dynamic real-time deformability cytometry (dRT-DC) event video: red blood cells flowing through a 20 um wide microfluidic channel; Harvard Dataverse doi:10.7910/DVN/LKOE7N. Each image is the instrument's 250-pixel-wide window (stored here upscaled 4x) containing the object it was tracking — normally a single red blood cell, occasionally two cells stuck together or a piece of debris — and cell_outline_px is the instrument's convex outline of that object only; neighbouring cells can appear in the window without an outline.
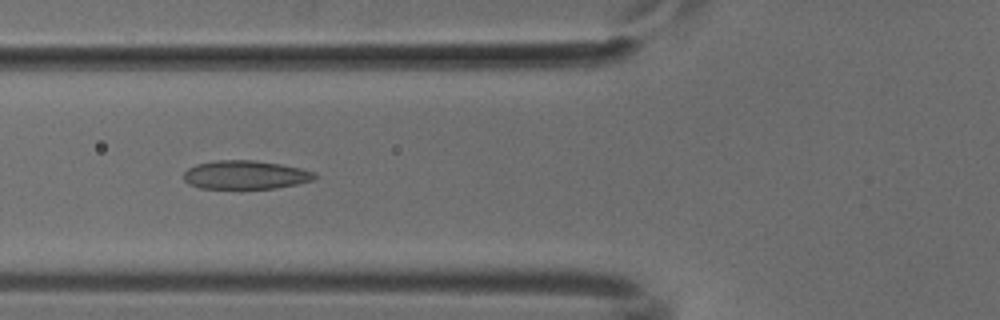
{"species": "common noctule bat (a hibernating species)", "species_latin": "Nyctalus noctula", "temperature_condition": "cold", "stored_images_in_passage": 43, "camera_frame_rate_fps": 3000, "um_per_image_px": 0.085, "animal": {"sex": "male", "body_mass_g": 18.8}, "frame": {"image": 1, "passage_image": 11, "time_ms": 3.333, "image_size_px": [1000, 320], "cell_outline_px": [[316, 176], [312, 180], [296, 184], [276, 188], [200, 188], [188, 184], [184, 180], [184, 172], [188, 168], [196, 164], [216, 160], [252, 160], [280, 164], [300, 168], [316, 172]], "centroid_in_image_um": [20.84, 14.86], "position_along_channel_um": 105.0, "area_um2": 21.73}}
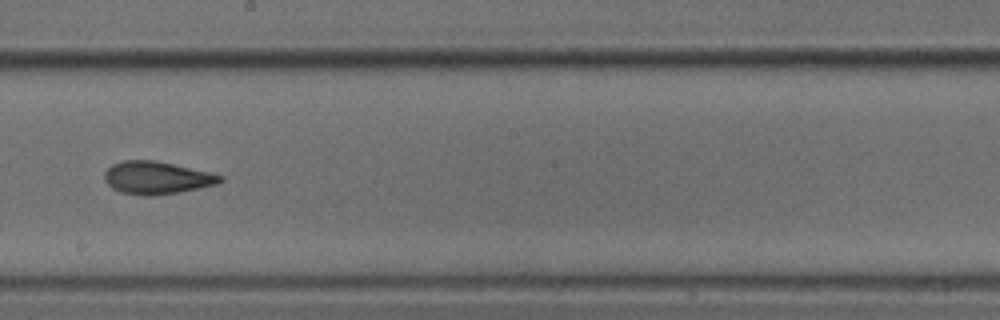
{"frame": {"image": 2, "passage_image": 21, "time_ms": 6.667, "image_size_px": [1000, 320], "cell_outline_px": [[224, 180], [216, 184], [200, 188], [176, 192], [148, 196], [120, 192], [112, 188], [104, 180], [104, 172], [112, 164], [124, 160], [156, 160], [208, 172], [224, 176]], "centroid_in_image_um": [13.3, 15.1], "position_along_channel_um": 234.9, "area_um2": 21.85}}
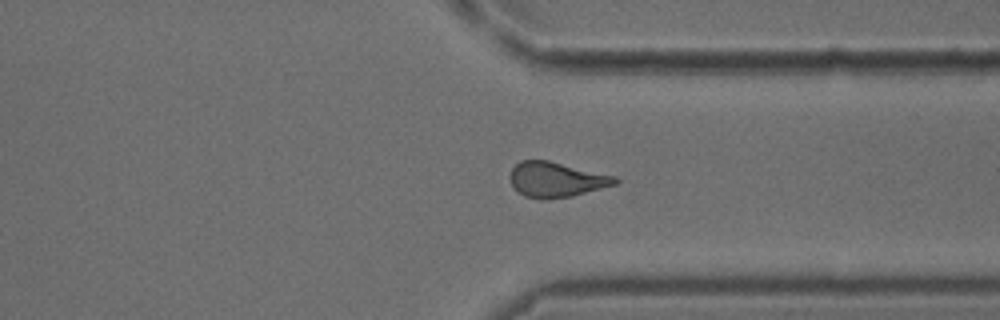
{"frame": {"image": 3, "passage_image": 31, "time_ms": 10.0, "image_size_px": [1000, 320], "cell_outline_px": [[620, 180], [616, 184], [572, 196], [544, 200], [540, 200], [524, 196], [512, 184], [508, 176], [512, 168], [520, 160], [548, 160], [616, 176]], "centroid_in_image_um": [47.27, 15.26], "position_along_channel_um": 364.1, "area_um2": 21.56}}